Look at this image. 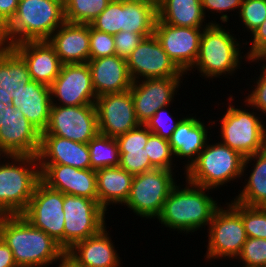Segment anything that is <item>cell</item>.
<instances>
[{"instance_id": "8fae6325", "label": "cell", "mask_w": 266, "mask_h": 267, "mask_svg": "<svg viewBox=\"0 0 266 267\" xmlns=\"http://www.w3.org/2000/svg\"><path fill=\"white\" fill-rule=\"evenodd\" d=\"M64 193L36 184L26 210L21 214L33 227L41 229L64 249Z\"/></svg>"}, {"instance_id": "f35d334b", "label": "cell", "mask_w": 266, "mask_h": 267, "mask_svg": "<svg viewBox=\"0 0 266 267\" xmlns=\"http://www.w3.org/2000/svg\"><path fill=\"white\" fill-rule=\"evenodd\" d=\"M263 62L261 64L260 70L261 74L254 79V85L252 90L248 93V95L245 97V100L252 108L255 109V111H258L259 114L264 117H266V58H254L249 60L248 62L250 63H258V62ZM255 86V87H254ZM261 112V113H260Z\"/></svg>"}, {"instance_id": "d4e9b609", "label": "cell", "mask_w": 266, "mask_h": 267, "mask_svg": "<svg viewBox=\"0 0 266 267\" xmlns=\"http://www.w3.org/2000/svg\"><path fill=\"white\" fill-rule=\"evenodd\" d=\"M105 226L98 234L75 243L67 252L84 267H121V259Z\"/></svg>"}, {"instance_id": "9a60e30c", "label": "cell", "mask_w": 266, "mask_h": 267, "mask_svg": "<svg viewBox=\"0 0 266 267\" xmlns=\"http://www.w3.org/2000/svg\"><path fill=\"white\" fill-rule=\"evenodd\" d=\"M126 63L132 81L186 76L163 50L154 34L142 39Z\"/></svg>"}, {"instance_id": "603a6c76", "label": "cell", "mask_w": 266, "mask_h": 267, "mask_svg": "<svg viewBox=\"0 0 266 267\" xmlns=\"http://www.w3.org/2000/svg\"><path fill=\"white\" fill-rule=\"evenodd\" d=\"M87 64L90 67L92 86L97 97L131 88L133 81L126 60L116 54L91 59Z\"/></svg>"}, {"instance_id": "f546056e", "label": "cell", "mask_w": 266, "mask_h": 267, "mask_svg": "<svg viewBox=\"0 0 266 267\" xmlns=\"http://www.w3.org/2000/svg\"><path fill=\"white\" fill-rule=\"evenodd\" d=\"M32 81L22 57L10 46L0 48V93L11 96Z\"/></svg>"}, {"instance_id": "3957f363", "label": "cell", "mask_w": 266, "mask_h": 267, "mask_svg": "<svg viewBox=\"0 0 266 267\" xmlns=\"http://www.w3.org/2000/svg\"><path fill=\"white\" fill-rule=\"evenodd\" d=\"M64 22L63 0H19L13 19L3 28L6 46L48 40Z\"/></svg>"}, {"instance_id": "d6986e66", "label": "cell", "mask_w": 266, "mask_h": 267, "mask_svg": "<svg viewBox=\"0 0 266 267\" xmlns=\"http://www.w3.org/2000/svg\"><path fill=\"white\" fill-rule=\"evenodd\" d=\"M41 181L64 194L96 200V170L78 169L62 164H39Z\"/></svg>"}, {"instance_id": "f1b7e54d", "label": "cell", "mask_w": 266, "mask_h": 267, "mask_svg": "<svg viewBox=\"0 0 266 267\" xmlns=\"http://www.w3.org/2000/svg\"><path fill=\"white\" fill-rule=\"evenodd\" d=\"M157 14L160 21L172 26L205 28L218 24L216 20L205 22L201 0H161Z\"/></svg>"}, {"instance_id": "e0dca14e", "label": "cell", "mask_w": 266, "mask_h": 267, "mask_svg": "<svg viewBox=\"0 0 266 267\" xmlns=\"http://www.w3.org/2000/svg\"><path fill=\"white\" fill-rule=\"evenodd\" d=\"M183 80V77H166L132 82L129 90L134 103L135 115L140 124H145L160 108L171 107Z\"/></svg>"}, {"instance_id": "ba28073f", "label": "cell", "mask_w": 266, "mask_h": 267, "mask_svg": "<svg viewBox=\"0 0 266 267\" xmlns=\"http://www.w3.org/2000/svg\"><path fill=\"white\" fill-rule=\"evenodd\" d=\"M174 173L172 170L155 168L134 175L129 196L123 205L145 220H156L169 193L177 184Z\"/></svg>"}, {"instance_id": "52a82bcc", "label": "cell", "mask_w": 266, "mask_h": 267, "mask_svg": "<svg viewBox=\"0 0 266 267\" xmlns=\"http://www.w3.org/2000/svg\"><path fill=\"white\" fill-rule=\"evenodd\" d=\"M234 96H229L226 112L219 119L220 142L230 149L239 152L243 157L251 156L266 148V126L264 117L257 111L254 112L245 100L244 103L249 109H244L242 105L238 108L233 105ZM232 102V103H231ZM236 107V108H235ZM249 110V111H248ZM258 113V114H257ZM259 115V116H258ZM264 121V122H263Z\"/></svg>"}, {"instance_id": "f5cc1de1", "label": "cell", "mask_w": 266, "mask_h": 267, "mask_svg": "<svg viewBox=\"0 0 266 267\" xmlns=\"http://www.w3.org/2000/svg\"><path fill=\"white\" fill-rule=\"evenodd\" d=\"M5 46H6V43H5V39H4V31L0 25V48H3Z\"/></svg>"}, {"instance_id": "74e56055", "label": "cell", "mask_w": 266, "mask_h": 267, "mask_svg": "<svg viewBox=\"0 0 266 267\" xmlns=\"http://www.w3.org/2000/svg\"><path fill=\"white\" fill-rule=\"evenodd\" d=\"M241 267H264L266 265V239L247 237L236 258Z\"/></svg>"}, {"instance_id": "836d02e7", "label": "cell", "mask_w": 266, "mask_h": 267, "mask_svg": "<svg viewBox=\"0 0 266 267\" xmlns=\"http://www.w3.org/2000/svg\"><path fill=\"white\" fill-rule=\"evenodd\" d=\"M228 204L241 216L247 237L266 239V207L247 206L234 200Z\"/></svg>"}, {"instance_id": "83f0119b", "label": "cell", "mask_w": 266, "mask_h": 267, "mask_svg": "<svg viewBox=\"0 0 266 267\" xmlns=\"http://www.w3.org/2000/svg\"><path fill=\"white\" fill-rule=\"evenodd\" d=\"M251 165V173L247 172L250 175L246 180L245 177L248 174L244 175V173ZM243 176L245 186L243 185L240 193L233 198L234 201L247 206L266 207V148L244 158Z\"/></svg>"}, {"instance_id": "c3c4849f", "label": "cell", "mask_w": 266, "mask_h": 267, "mask_svg": "<svg viewBox=\"0 0 266 267\" xmlns=\"http://www.w3.org/2000/svg\"><path fill=\"white\" fill-rule=\"evenodd\" d=\"M0 267H17L13 253L0 237Z\"/></svg>"}, {"instance_id": "9c48e42d", "label": "cell", "mask_w": 266, "mask_h": 267, "mask_svg": "<svg viewBox=\"0 0 266 267\" xmlns=\"http://www.w3.org/2000/svg\"><path fill=\"white\" fill-rule=\"evenodd\" d=\"M207 230L208 245L204 258L211 262L212 259H236L247 240L241 216L228 203L214 212Z\"/></svg>"}, {"instance_id": "7c38bea8", "label": "cell", "mask_w": 266, "mask_h": 267, "mask_svg": "<svg viewBox=\"0 0 266 267\" xmlns=\"http://www.w3.org/2000/svg\"><path fill=\"white\" fill-rule=\"evenodd\" d=\"M98 133L95 104L51 105L48 125L41 135H56L74 142L88 143Z\"/></svg>"}, {"instance_id": "30bf717a", "label": "cell", "mask_w": 266, "mask_h": 267, "mask_svg": "<svg viewBox=\"0 0 266 267\" xmlns=\"http://www.w3.org/2000/svg\"><path fill=\"white\" fill-rule=\"evenodd\" d=\"M63 211L65 251L107 226V212L96 200L64 194Z\"/></svg>"}, {"instance_id": "7dc6e473", "label": "cell", "mask_w": 266, "mask_h": 267, "mask_svg": "<svg viewBox=\"0 0 266 267\" xmlns=\"http://www.w3.org/2000/svg\"><path fill=\"white\" fill-rule=\"evenodd\" d=\"M19 0H0V25L4 28L14 17Z\"/></svg>"}, {"instance_id": "484cf974", "label": "cell", "mask_w": 266, "mask_h": 267, "mask_svg": "<svg viewBox=\"0 0 266 267\" xmlns=\"http://www.w3.org/2000/svg\"><path fill=\"white\" fill-rule=\"evenodd\" d=\"M11 104L41 133L45 131L52 105L50 86L32 80L13 95Z\"/></svg>"}, {"instance_id": "f907efd6", "label": "cell", "mask_w": 266, "mask_h": 267, "mask_svg": "<svg viewBox=\"0 0 266 267\" xmlns=\"http://www.w3.org/2000/svg\"><path fill=\"white\" fill-rule=\"evenodd\" d=\"M12 98L8 95H2L0 93V126H1V118H2V110L6 109L9 104H11Z\"/></svg>"}, {"instance_id": "44dd1931", "label": "cell", "mask_w": 266, "mask_h": 267, "mask_svg": "<svg viewBox=\"0 0 266 267\" xmlns=\"http://www.w3.org/2000/svg\"><path fill=\"white\" fill-rule=\"evenodd\" d=\"M62 64H82L89 61V24L64 22L48 39Z\"/></svg>"}, {"instance_id": "8992f818", "label": "cell", "mask_w": 266, "mask_h": 267, "mask_svg": "<svg viewBox=\"0 0 266 267\" xmlns=\"http://www.w3.org/2000/svg\"><path fill=\"white\" fill-rule=\"evenodd\" d=\"M211 143L207 141L197 159L185 170V179L210 189L221 188L237 178V181L243 179L245 157L219 141Z\"/></svg>"}, {"instance_id": "277c9868", "label": "cell", "mask_w": 266, "mask_h": 267, "mask_svg": "<svg viewBox=\"0 0 266 267\" xmlns=\"http://www.w3.org/2000/svg\"><path fill=\"white\" fill-rule=\"evenodd\" d=\"M40 180L37 156L0 155V215H21Z\"/></svg>"}, {"instance_id": "60d3db41", "label": "cell", "mask_w": 266, "mask_h": 267, "mask_svg": "<svg viewBox=\"0 0 266 267\" xmlns=\"http://www.w3.org/2000/svg\"><path fill=\"white\" fill-rule=\"evenodd\" d=\"M167 107L169 106L157 110L144 125L151 133L156 134L163 139L169 140L183 118L178 119V116L177 118L173 117L167 110Z\"/></svg>"}, {"instance_id": "ab89813d", "label": "cell", "mask_w": 266, "mask_h": 267, "mask_svg": "<svg viewBox=\"0 0 266 267\" xmlns=\"http://www.w3.org/2000/svg\"><path fill=\"white\" fill-rule=\"evenodd\" d=\"M119 166L132 175L155 169L144 148L119 149Z\"/></svg>"}, {"instance_id": "ee69618b", "label": "cell", "mask_w": 266, "mask_h": 267, "mask_svg": "<svg viewBox=\"0 0 266 267\" xmlns=\"http://www.w3.org/2000/svg\"><path fill=\"white\" fill-rule=\"evenodd\" d=\"M242 2L243 0H201V5L205 17L207 12H211L214 15H216L215 13H219V15L221 14L219 18L221 23L227 24L230 16H228V13L226 14V12H235L237 10V13H239Z\"/></svg>"}, {"instance_id": "816d5d0a", "label": "cell", "mask_w": 266, "mask_h": 267, "mask_svg": "<svg viewBox=\"0 0 266 267\" xmlns=\"http://www.w3.org/2000/svg\"><path fill=\"white\" fill-rule=\"evenodd\" d=\"M125 1H140V2H146L150 3L158 8L161 0H125Z\"/></svg>"}, {"instance_id": "f6af8a7d", "label": "cell", "mask_w": 266, "mask_h": 267, "mask_svg": "<svg viewBox=\"0 0 266 267\" xmlns=\"http://www.w3.org/2000/svg\"><path fill=\"white\" fill-rule=\"evenodd\" d=\"M143 38L141 34L120 31L114 35L116 55L126 60Z\"/></svg>"}, {"instance_id": "5b68a950", "label": "cell", "mask_w": 266, "mask_h": 267, "mask_svg": "<svg viewBox=\"0 0 266 267\" xmlns=\"http://www.w3.org/2000/svg\"><path fill=\"white\" fill-rule=\"evenodd\" d=\"M223 27V24L218 23L203 28L199 53L190 71H199L200 77L203 76L206 80L234 76L236 70L242 69V44L229 28L226 30Z\"/></svg>"}, {"instance_id": "7402d4cb", "label": "cell", "mask_w": 266, "mask_h": 267, "mask_svg": "<svg viewBox=\"0 0 266 267\" xmlns=\"http://www.w3.org/2000/svg\"><path fill=\"white\" fill-rule=\"evenodd\" d=\"M39 164H62L78 169H90L88 143L74 142L56 135H41L37 155Z\"/></svg>"}, {"instance_id": "5bb4252c", "label": "cell", "mask_w": 266, "mask_h": 267, "mask_svg": "<svg viewBox=\"0 0 266 267\" xmlns=\"http://www.w3.org/2000/svg\"><path fill=\"white\" fill-rule=\"evenodd\" d=\"M52 105L82 106L95 104L97 96L92 86L87 63L63 64L60 74L50 85Z\"/></svg>"}, {"instance_id": "7a4b0ae2", "label": "cell", "mask_w": 266, "mask_h": 267, "mask_svg": "<svg viewBox=\"0 0 266 267\" xmlns=\"http://www.w3.org/2000/svg\"><path fill=\"white\" fill-rule=\"evenodd\" d=\"M0 237L11 249L17 267H48L65 252L22 215H0Z\"/></svg>"}, {"instance_id": "7bdbcfd3", "label": "cell", "mask_w": 266, "mask_h": 267, "mask_svg": "<svg viewBox=\"0 0 266 267\" xmlns=\"http://www.w3.org/2000/svg\"><path fill=\"white\" fill-rule=\"evenodd\" d=\"M150 134L149 129L144 124H140L138 127L115 139L119 149L144 148Z\"/></svg>"}, {"instance_id": "1f68e13d", "label": "cell", "mask_w": 266, "mask_h": 267, "mask_svg": "<svg viewBox=\"0 0 266 267\" xmlns=\"http://www.w3.org/2000/svg\"><path fill=\"white\" fill-rule=\"evenodd\" d=\"M91 169L119 166L120 151L115 138L98 133L88 142Z\"/></svg>"}, {"instance_id": "6da1fadb", "label": "cell", "mask_w": 266, "mask_h": 267, "mask_svg": "<svg viewBox=\"0 0 266 267\" xmlns=\"http://www.w3.org/2000/svg\"><path fill=\"white\" fill-rule=\"evenodd\" d=\"M185 181V187L179 183L172 188L157 220L165 228L187 235L205 229L207 225L208 228L214 212L221 205L209 196V190L214 189Z\"/></svg>"}, {"instance_id": "b9f144b4", "label": "cell", "mask_w": 266, "mask_h": 267, "mask_svg": "<svg viewBox=\"0 0 266 267\" xmlns=\"http://www.w3.org/2000/svg\"><path fill=\"white\" fill-rule=\"evenodd\" d=\"M89 60L115 55L114 35L98 31L89 24Z\"/></svg>"}, {"instance_id": "2e32d148", "label": "cell", "mask_w": 266, "mask_h": 267, "mask_svg": "<svg viewBox=\"0 0 266 267\" xmlns=\"http://www.w3.org/2000/svg\"><path fill=\"white\" fill-rule=\"evenodd\" d=\"M203 28L172 26L157 18L154 35L175 65L187 75L196 62Z\"/></svg>"}, {"instance_id": "4fadbf2b", "label": "cell", "mask_w": 266, "mask_h": 267, "mask_svg": "<svg viewBox=\"0 0 266 267\" xmlns=\"http://www.w3.org/2000/svg\"><path fill=\"white\" fill-rule=\"evenodd\" d=\"M41 132L12 104L2 110L0 155L37 156Z\"/></svg>"}, {"instance_id": "d6a6232c", "label": "cell", "mask_w": 266, "mask_h": 267, "mask_svg": "<svg viewBox=\"0 0 266 267\" xmlns=\"http://www.w3.org/2000/svg\"><path fill=\"white\" fill-rule=\"evenodd\" d=\"M110 2L111 0H63L65 21L90 24Z\"/></svg>"}, {"instance_id": "ffe728a7", "label": "cell", "mask_w": 266, "mask_h": 267, "mask_svg": "<svg viewBox=\"0 0 266 267\" xmlns=\"http://www.w3.org/2000/svg\"><path fill=\"white\" fill-rule=\"evenodd\" d=\"M11 47L26 63L33 81L50 86L60 74L63 64L48 40L25 41Z\"/></svg>"}, {"instance_id": "e575fe53", "label": "cell", "mask_w": 266, "mask_h": 267, "mask_svg": "<svg viewBox=\"0 0 266 267\" xmlns=\"http://www.w3.org/2000/svg\"><path fill=\"white\" fill-rule=\"evenodd\" d=\"M151 164L155 168L174 170L175 157L172 152L169 140L163 139L156 134L151 133L144 147ZM174 165V166H173ZM174 167V168H173Z\"/></svg>"}, {"instance_id": "681fc988", "label": "cell", "mask_w": 266, "mask_h": 267, "mask_svg": "<svg viewBox=\"0 0 266 267\" xmlns=\"http://www.w3.org/2000/svg\"><path fill=\"white\" fill-rule=\"evenodd\" d=\"M55 263L59 265L58 267H84L67 251H65Z\"/></svg>"}, {"instance_id": "d590c367", "label": "cell", "mask_w": 266, "mask_h": 267, "mask_svg": "<svg viewBox=\"0 0 266 267\" xmlns=\"http://www.w3.org/2000/svg\"><path fill=\"white\" fill-rule=\"evenodd\" d=\"M90 25L98 31L111 35H116L122 31V0H111Z\"/></svg>"}, {"instance_id": "ac0fdd59", "label": "cell", "mask_w": 266, "mask_h": 267, "mask_svg": "<svg viewBox=\"0 0 266 267\" xmlns=\"http://www.w3.org/2000/svg\"><path fill=\"white\" fill-rule=\"evenodd\" d=\"M99 133L116 138L138 127L130 90L98 96L95 101Z\"/></svg>"}, {"instance_id": "4316f807", "label": "cell", "mask_w": 266, "mask_h": 267, "mask_svg": "<svg viewBox=\"0 0 266 267\" xmlns=\"http://www.w3.org/2000/svg\"><path fill=\"white\" fill-rule=\"evenodd\" d=\"M134 175L120 166L96 170L98 203L107 211L110 205H122L126 202Z\"/></svg>"}, {"instance_id": "4dcf8cb0", "label": "cell", "mask_w": 266, "mask_h": 267, "mask_svg": "<svg viewBox=\"0 0 266 267\" xmlns=\"http://www.w3.org/2000/svg\"><path fill=\"white\" fill-rule=\"evenodd\" d=\"M158 18L157 7L146 2L122 0V31L153 35Z\"/></svg>"}, {"instance_id": "cb8c5ba5", "label": "cell", "mask_w": 266, "mask_h": 267, "mask_svg": "<svg viewBox=\"0 0 266 267\" xmlns=\"http://www.w3.org/2000/svg\"><path fill=\"white\" fill-rule=\"evenodd\" d=\"M190 115L183 116V119L169 139L174 157L180 160L186 159V164L185 162L183 163L184 171L197 159L207 141L210 140L207 124L205 126L201 118H196V115L192 117Z\"/></svg>"}, {"instance_id": "bcb514c9", "label": "cell", "mask_w": 266, "mask_h": 267, "mask_svg": "<svg viewBox=\"0 0 266 267\" xmlns=\"http://www.w3.org/2000/svg\"><path fill=\"white\" fill-rule=\"evenodd\" d=\"M250 36L251 45L244 56L245 61L266 58V20Z\"/></svg>"}, {"instance_id": "8d00e7d4", "label": "cell", "mask_w": 266, "mask_h": 267, "mask_svg": "<svg viewBox=\"0 0 266 267\" xmlns=\"http://www.w3.org/2000/svg\"><path fill=\"white\" fill-rule=\"evenodd\" d=\"M238 14L243 31L252 34L266 20V0H243Z\"/></svg>"}]
</instances>
